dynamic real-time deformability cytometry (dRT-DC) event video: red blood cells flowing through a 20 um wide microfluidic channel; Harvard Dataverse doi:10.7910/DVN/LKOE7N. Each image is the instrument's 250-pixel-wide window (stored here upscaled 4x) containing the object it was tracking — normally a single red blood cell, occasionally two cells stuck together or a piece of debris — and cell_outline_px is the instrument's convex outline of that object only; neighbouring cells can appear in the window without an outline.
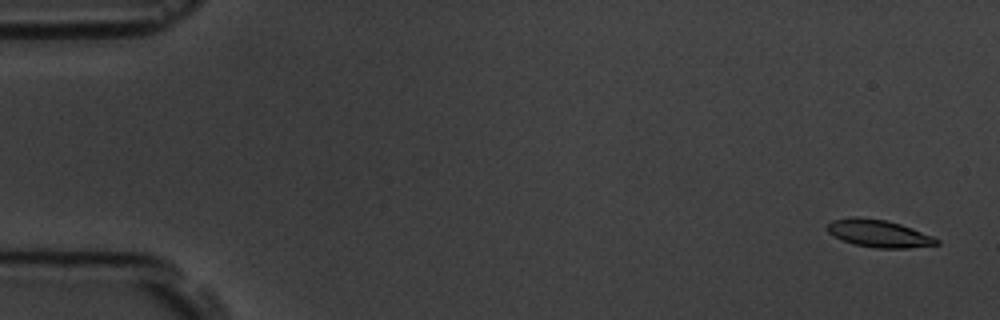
{"species": "common noctule bat (a hibernating species)", "species_latin": "Nyctalus noctula", "temperature_condition": "room temperature", "stored_images_in_passage": 15, "camera_frame_rate_fps": 3000, "um_per_image_px": 0.085, "animal": {"sex": "male", "body_mass_g": 19.5, "forearm_length_mm": 54.6}, "frame": {"image": 1, "passage_image": 1, "time_ms": 0.0, "image_size_px": [1000, 320], "cell_outline_px": [[940, 244], [908, 248], [876, 248], [856, 244], [844, 240], [828, 232], [824, 228], [832, 220], [852, 216], [856, 216], [884, 220], [900, 224], [912, 228], [932, 236], [940, 240]], "centroid_in_image_um": [74.69, 19.84], "position_along_channel_um": 10.3, "area_um2": 17.34}}
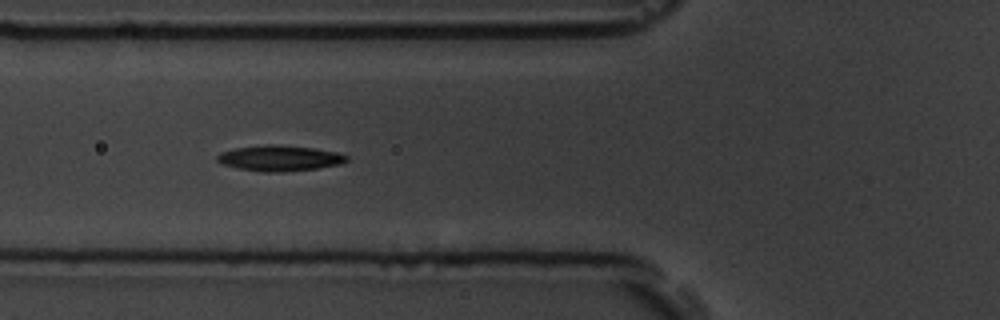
{"frame": {"image": 2, "passage_image": 6, "time_ms": 6.333, "image_size_px": [1000, 320], "cell_outline_px": [[348, 160], [340, 164], [316, 168], [280, 172], [264, 172], [240, 168], [224, 164], [216, 160], [216, 156], [220, 152], [236, 148], [268, 144], [272, 144], [312, 148], [336, 152], [348, 156]], "centroid_in_image_um": [23.76, 13.44], "position_along_channel_um": 102.0, "area_um2": 19.02}}
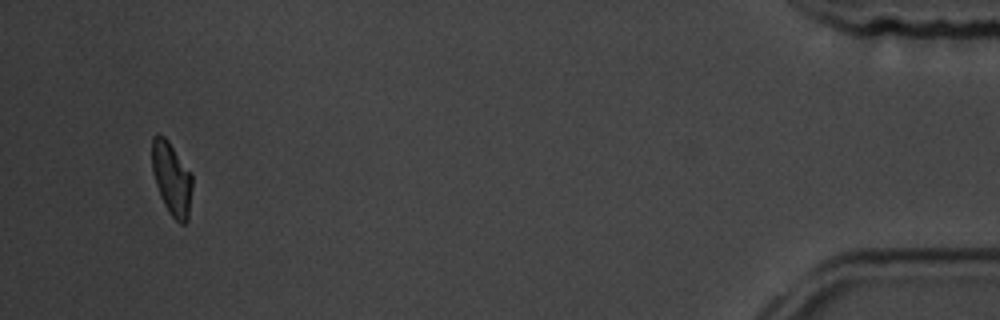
{"frame": {"image": 3, "passage_image": 15, "time_ms": 17.333, "image_size_px": [1000, 320], "cell_outline_px": [[192, 188], [188, 220], [184, 224], [180, 224], [168, 212], [160, 196], [152, 172], [152, 136], [156, 132], [160, 132], [168, 140], [192, 172]], "centroid_in_image_um": [14.59, 15.14], "position_along_channel_um": 420.6, "area_um2": 17.51}, "authors_computed_cell_mechanics": {"area_um2": 18.3804, "velocity_mm_per_s": 3.612, "shape_relaxation_time_tau1_ms": 4.2665, "shape_relaxation_time_tau2_ms": 5.7488, "deformation_change_tau1": 0.1277, "deformation_change_tau2": 0.1246}}